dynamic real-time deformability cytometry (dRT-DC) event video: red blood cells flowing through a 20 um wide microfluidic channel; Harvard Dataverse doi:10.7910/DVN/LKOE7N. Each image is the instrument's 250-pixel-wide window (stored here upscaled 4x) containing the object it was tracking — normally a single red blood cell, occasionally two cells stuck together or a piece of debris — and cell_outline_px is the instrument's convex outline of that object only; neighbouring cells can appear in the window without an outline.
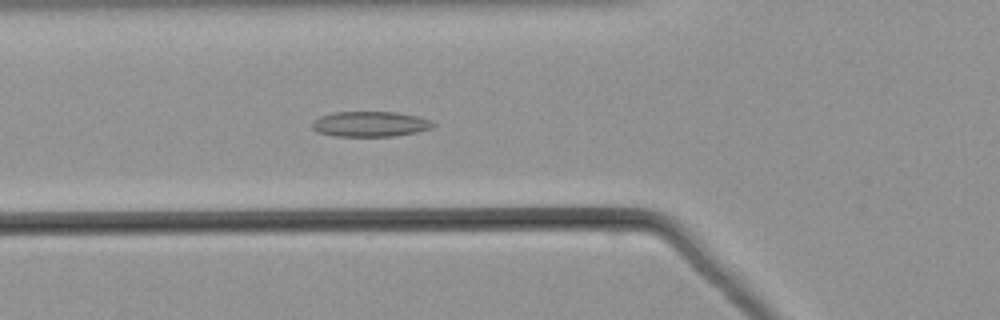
{"species": "common noctule bat (a hibernating species)", "species_latin": "Nyctalus noctula", "temperature_condition": "warm", "stored_images_in_passage": 31, "camera_frame_rate_fps": 3000, "um_per_image_px": 0.085, "animal": {"sex": "male", "body_mass_g": 21.5, "forearm_length_mm": 52.0}, "frame": {"image": 1, "passage_image": 15, "time_ms": 4.667, "image_size_px": [1000, 320], "cell_outline_px": [[436, 124], [432, 128], [416, 132], [396, 136], [336, 136], [316, 132], [312, 128], [312, 124], [320, 116], [336, 112], [396, 112], [416, 116], [428, 120]], "centroid_in_image_um": [31.46, 10.55], "position_along_channel_um": 94.3, "area_um2": 17.69}}
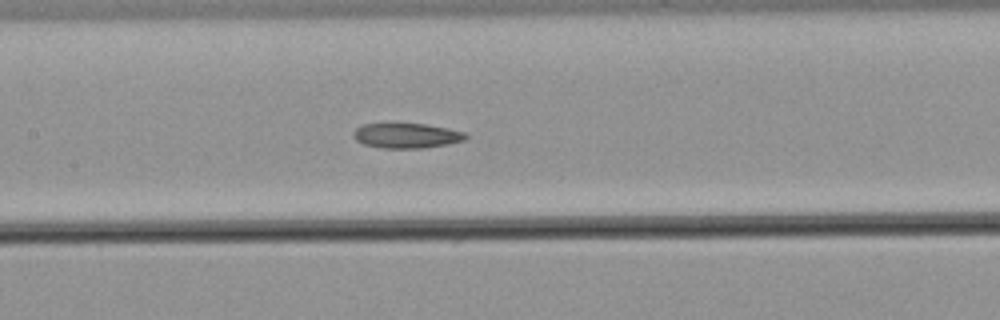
{"frame": {"image": 2, "passage_image": 21, "time_ms": 6.667, "image_size_px": [1000, 320], "cell_outline_px": [[468, 136], [464, 140], [448, 144], [424, 148], [380, 148], [364, 144], [356, 140], [352, 136], [352, 132], [360, 124], [424, 124], [448, 128], [468, 132]], "centroid_in_image_um": [34.56, 11.53], "position_along_channel_um": 172.8, "area_um2": 16.47}}
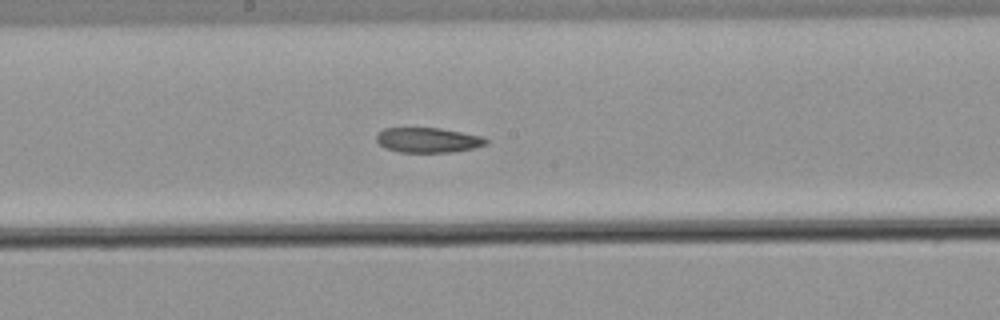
{"frame": {"image": 3, "passage_image": 24, "time_ms": 7.667, "image_size_px": [1000, 320], "cell_outline_px": [[488, 144], [472, 148], [452, 152], [400, 152], [384, 148], [376, 140], [376, 136], [384, 128], [440, 128], [484, 136], [488, 140]], "centroid_in_image_um": [36.4, 11.9], "position_along_channel_um": 211.8, "area_um2": 15.95}}